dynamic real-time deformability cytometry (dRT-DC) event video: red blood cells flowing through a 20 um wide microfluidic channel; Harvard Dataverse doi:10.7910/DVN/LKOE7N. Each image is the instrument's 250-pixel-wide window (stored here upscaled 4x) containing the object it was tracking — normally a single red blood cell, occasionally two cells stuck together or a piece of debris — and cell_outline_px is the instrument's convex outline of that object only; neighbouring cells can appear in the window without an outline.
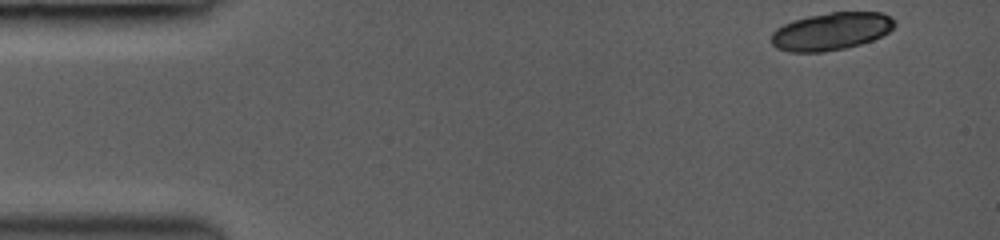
{"species": "common noctule bat (a hibernating species)", "species_latin": "Nyctalus noctula", "temperature_condition": "room temperature", "stored_images_in_passage": 33, "segment_of_instrument_passage": [1, 2], "camera_frame_rate_fps": 3000, "um_per_image_px": 0.085, "animal": {"sex": "female", "body_mass_g": 19.0, "forearm_length_mm": 53.3}, "frame": {"image": 1, "passage_image": 1, "time_ms": 0.0, "image_size_px": [1000, 240], "cell_outline_px": [[896, 24], [888, 32], [872, 40], [860, 44], [844, 48], [820, 52], [788, 52], [776, 48], [772, 44], [772, 32], [776, 28], [792, 20], [808, 16], [832, 12], [880, 12], [892, 16]], "centroid_in_image_um": [70.64, 2.66], "position_along_channel_um": 14.4, "area_um2": 26.99}}
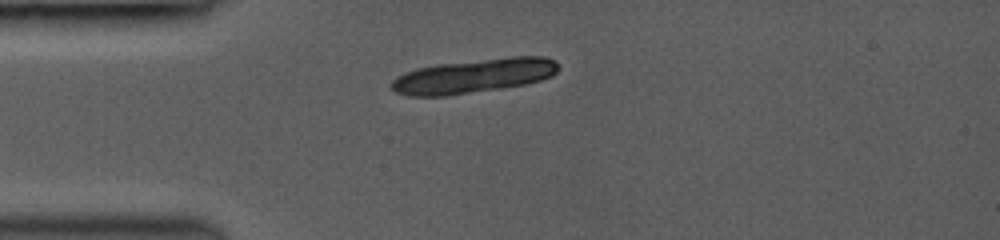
{"frame": {"image": 2, "passage_image": 10, "time_ms": 3.0, "image_size_px": [1000, 240], "cell_outline_px": [[560, 68], [552, 76], [540, 80], [524, 84], [500, 88], [444, 96], [408, 96], [396, 92], [388, 84], [396, 76], [404, 72], [416, 68], [436, 64], [508, 56], [544, 56], [556, 60]], "centroid_in_image_um": [40.26, 6.43], "position_along_channel_um": 44.7, "area_um2": 33.58}}